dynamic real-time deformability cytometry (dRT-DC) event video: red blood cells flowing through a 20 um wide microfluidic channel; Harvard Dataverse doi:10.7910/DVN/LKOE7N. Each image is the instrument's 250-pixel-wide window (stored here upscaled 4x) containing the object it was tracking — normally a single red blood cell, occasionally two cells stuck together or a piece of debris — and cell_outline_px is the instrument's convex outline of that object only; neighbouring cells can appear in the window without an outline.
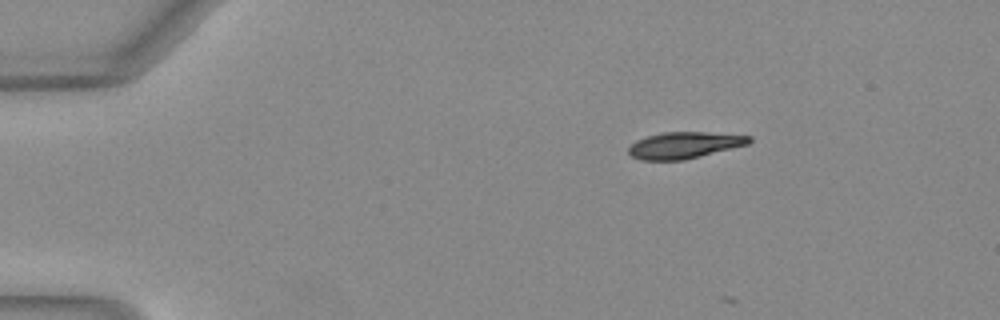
{"species": "Egyptian fruit bat (a non-hibernating species)", "species_latin": "Rousettus aegyptiacus", "temperature_condition": "warm", "stored_images_in_passage": 3, "camera_frame_rate_fps": 3000, "um_per_image_px": 0.085, "animal": {"sex": "female"}, "frame": {"image": 1, "passage_image": 1, "time_ms": 0.0, "image_size_px": [1000, 320], "cell_outline_px": [[752, 140], [748, 144], [684, 160], [640, 160], [632, 156], [628, 152], [628, 148], [636, 140], [648, 136], [664, 132], [708, 132], [752, 136]], "centroid_in_image_um": [58.16, 12.34], "position_along_channel_um": 26.8, "area_um2": 18.5}}